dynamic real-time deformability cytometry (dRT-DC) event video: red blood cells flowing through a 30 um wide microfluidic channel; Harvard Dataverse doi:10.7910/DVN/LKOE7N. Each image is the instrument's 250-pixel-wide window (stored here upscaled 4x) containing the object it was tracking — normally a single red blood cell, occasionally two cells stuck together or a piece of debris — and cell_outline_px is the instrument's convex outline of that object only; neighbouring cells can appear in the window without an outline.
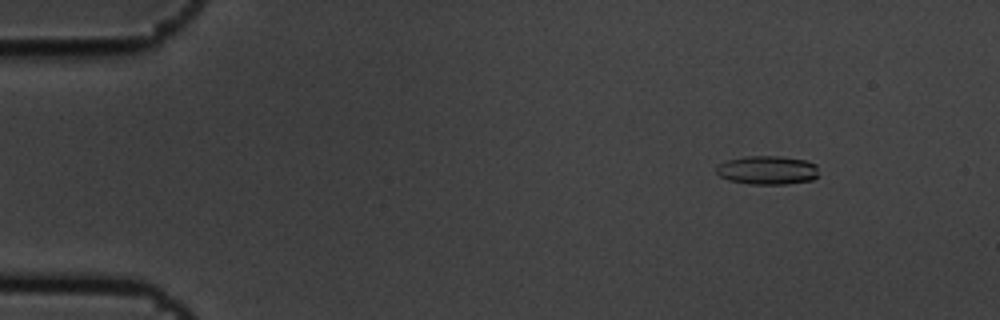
{"species": "common noctule bat (a hibernating species)", "species_latin": "Nyctalus noctula", "temperature_condition": "cold", "stored_images_in_passage": 5, "camera_frame_rate_fps": 3000, "um_per_image_px": 0.085, "animal": {"sex": "male", "body_mass_g": 19.5, "forearm_length_mm": 54.6}, "frame": {"image": 1, "passage_image": 1, "time_ms": 0.0, "image_size_px": [1000, 320], "cell_outline_px": [[820, 176], [812, 180], [788, 184], [748, 184], [728, 180], [720, 176], [716, 172], [716, 168], [720, 164], [728, 160], [744, 156], [780, 156], [804, 160], [816, 164]], "centroid_in_image_um": [65.26, 14.47], "position_along_channel_um": 19.7, "area_um2": 17.28}}
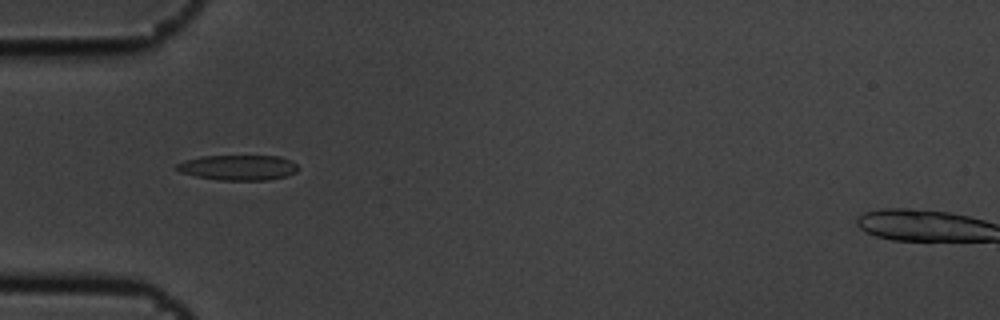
{"frame": {"image": 2, "passage_image": 4, "time_ms": 1.0, "image_size_px": [1000, 320], "cell_outline_px": [[300, 168], [296, 172], [284, 176], [268, 180], [220, 180], [196, 176], [180, 172], [176, 168], [176, 164], [184, 160], [200, 156], [280, 156], [292, 160]], "centroid_in_image_um": [20.26, 14.23], "position_along_channel_um": 64.7, "area_um2": 17.92}}
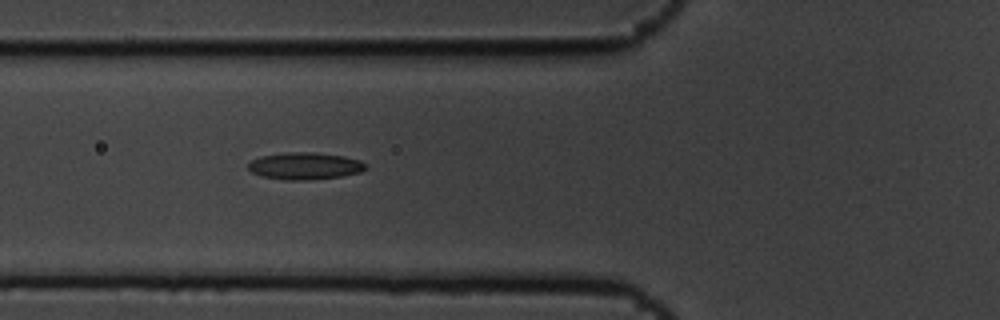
{"frame": {"image": 3, "passage_image": 5, "time_ms": 1.333, "image_size_px": [1000, 320], "cell_outline_px": [[368, 168], [360, 172], [340, 176], [312, 180], [284, 180], [260, 176], [252, 172], [248, 168], [248, 164], [252, 160], [260, 156], [292, 152], [312, 152], [344, 156], [360, 160], [368, 164]], "centroid_in_image_um": [25.94, 14.11], "position_along_channel_um": 99.9, "area_um2": 18.61}}